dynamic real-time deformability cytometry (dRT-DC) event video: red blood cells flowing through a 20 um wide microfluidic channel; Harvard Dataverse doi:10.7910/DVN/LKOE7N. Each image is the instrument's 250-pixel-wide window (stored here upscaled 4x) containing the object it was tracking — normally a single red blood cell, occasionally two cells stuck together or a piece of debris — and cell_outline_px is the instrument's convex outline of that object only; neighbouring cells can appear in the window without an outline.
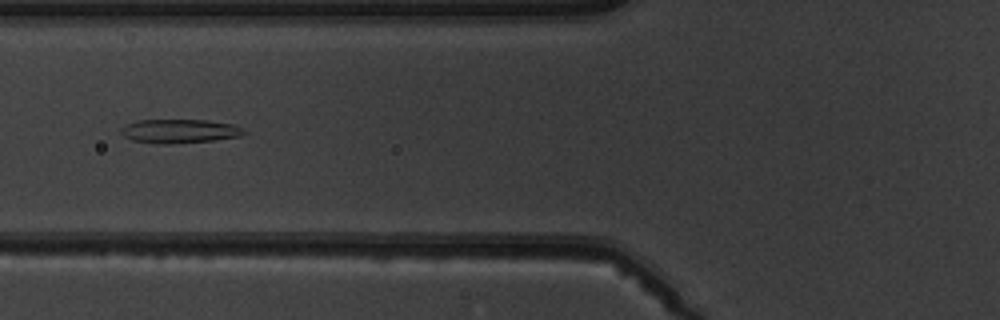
{"species": "common noctule bat (a hibernating species)", "species_latin": "Nyctalus noctula", "temperature_condition": "warm", "stored_images_in_passage": 6, "camera_frame_rate_fps": 3000, "um_per_image_px": 0.085, "animal": {"sex": "male", "body_mass_g": 19.5, "forearm_length_mm": 54.6}, "frame": {"image": 1, "passage_image": 6, "time_ms": 6.667, "image_size_px": [1000, 320], "cell_outline_px": [[248, 132], [240, 136], [212, 140], [168, 144], [156, 144], [132, 140], [124, 136], [120, 132], [120, 128], [124, 124], [136, 120], [208, 120], [232, 124], [244, 128]], "centroid_in_image_um": [15.23, 11.14], "position_along_channel_um": 110.6, "area_um2": 17.28}}